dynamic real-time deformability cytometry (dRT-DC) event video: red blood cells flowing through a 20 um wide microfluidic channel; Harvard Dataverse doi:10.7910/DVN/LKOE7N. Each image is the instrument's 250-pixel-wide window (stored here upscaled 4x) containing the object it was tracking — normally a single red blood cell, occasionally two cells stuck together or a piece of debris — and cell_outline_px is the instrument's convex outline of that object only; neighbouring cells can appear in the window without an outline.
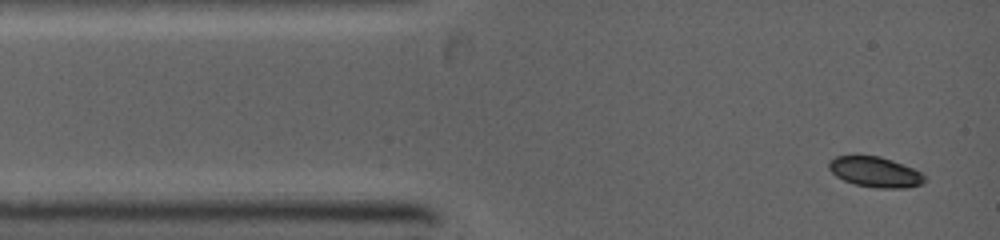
{"species": "common noctule bat (a hibernating species)", "species_latin": "Nyctalus noctula", "temperature_condition": "warm", "stored_images_in_passage": 8, "camera_frame_rate_fps": 5000, "um_per_image_px": 0.085, "animal": {"sex": "female", "body_mass_g": 19.0, "forearm_length_mm": 53.3}, "frame": {"image": 1, "passage_image": 1, "time_ms": 0.0, "image_size_px": [1000, 240], "cell_outline_px": [[924, 184], [908, 188], [880, 188], [856, 184], [844, 180], [836, 176], [828, 168], [828, 160], [836, 156], [880, 156], [892, 160], [912, 168], [920, 172], [924, 176]], "centroid_in_image_um": [74.38, 14.62], "position_along_channel_um": 10.6, "area_um2": 16.82}}
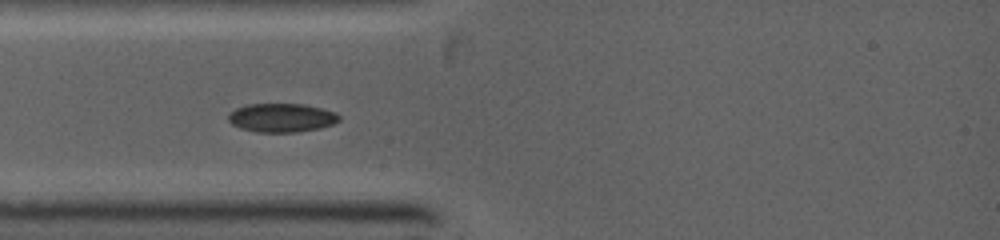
{"frame": {"image": 2, "passage_image": 5, "time_ms": 2.2, "image_size_px": [1000, 240], "cell_outline_px": [[340, 120], [332, 124], [320, 128], [296, 132], [256, 132], [240, 128], [232, 124], [228, 120], [228, 116], [236, 108], [248, 104], [304, 104], [320, 108], [332, 112], [340, 116]], "centroid_in_image_um": [23.92, 10.01], "position_along_channel_um": 61.1, "area_um2": 18.38}}
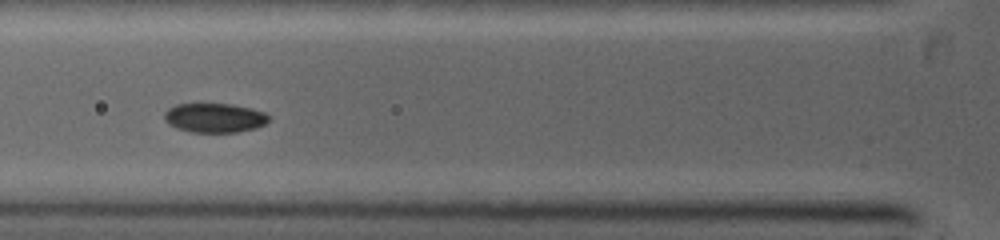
{"frame": {"image": 3, "passage_image": 7, "time_ms": 3.2, "image_size_px": [1000, 240], "cell_outline_px": [[272, 120], [256, 128], [236, 132], [192, 132], [176, 128], [168, 124], [164, 120], [164, 112], [168, 108], [176, 104], [232, 104], [252, 108], [264, 112]], "centroid_in_image_um": [18.23, 10.01], "position_along_channel_um": 107.6, "area_um2": 17.98}}